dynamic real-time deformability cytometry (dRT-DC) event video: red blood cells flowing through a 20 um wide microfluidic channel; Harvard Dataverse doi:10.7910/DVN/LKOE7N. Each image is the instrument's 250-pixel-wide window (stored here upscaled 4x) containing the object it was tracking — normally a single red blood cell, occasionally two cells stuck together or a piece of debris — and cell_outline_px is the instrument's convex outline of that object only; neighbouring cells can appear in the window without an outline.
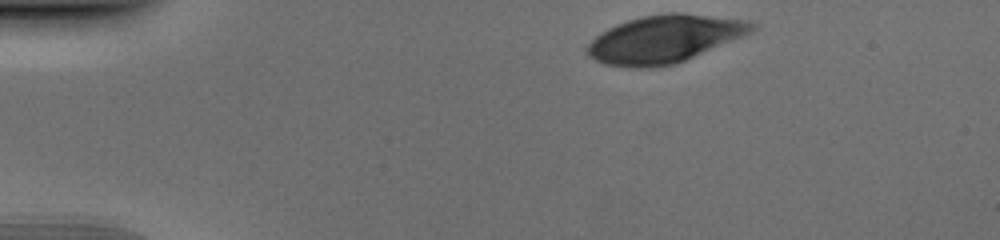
{"species": "human", "species_latin": "Homo sapiens", "temperature_condition": "cold", "stored_images_in_passage": 36, "camera_frame_rate_fps": 3000, "um_per_image_px": 0.085, "donor": {"sex": "male"}, "frame": {"image": 1, "passage_image": 1, "time_ms": 0.0, "image_size_px": [1000, 240], "cell_outline_px": [[756, 28], [752, 32], [676, 64], [648, 68], [636, 68], [604, 64], [588, 56], [584, 52], [588, 44], [600, 32], [616, 24], [640, 16], [668, 12], [680, 12], [748, 20], [756, 24]], "centroid_in_image_um": [56.45, 3.31], "position_along_channel_um": 28.5, "area_um2": 45.84}}
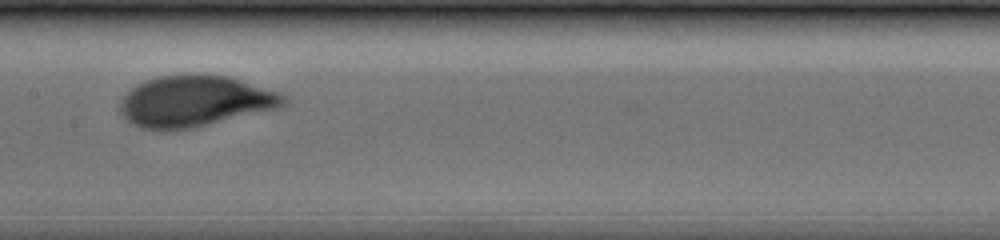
{"frame": {"image": 2, "passage_image": 19, "time_ms": 6.0, "image_size_px": [1000, 240], "cell_outline_px": [[288, 100], [280, 108], [192, 128], [160, 132], [140, 128], [132, 124], [120, 112], [120, 100], [136, 84], [144, 80], [160, 76], [228, 76], [280, 92], [288, 96]], "centroid_in_image_um": [16.57, 8.64], "position_along_channel_um": 190.8, "area_um2": 48.67}}
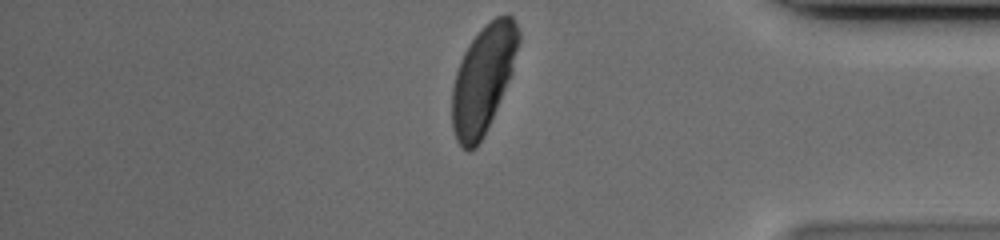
{"frame": {"image": 3, "passage_image": 36, "time_ms": 11.667, "image_size_px": [1000, 240], "cell_outline_px": [[520, 40], [512, 72], [484, 136], [476, 148], [468, 152], [456, 140], [452, 128], [452, 88], [456, 72], [460, 60], [468, 44], [484, 24], [496, 16], [508, 12], [512, 16], [520, 32]], "centroid_in_image_um": [41.07, 6.69], "position_along_channel_um": 394.1, "area_um2": 41.79}}